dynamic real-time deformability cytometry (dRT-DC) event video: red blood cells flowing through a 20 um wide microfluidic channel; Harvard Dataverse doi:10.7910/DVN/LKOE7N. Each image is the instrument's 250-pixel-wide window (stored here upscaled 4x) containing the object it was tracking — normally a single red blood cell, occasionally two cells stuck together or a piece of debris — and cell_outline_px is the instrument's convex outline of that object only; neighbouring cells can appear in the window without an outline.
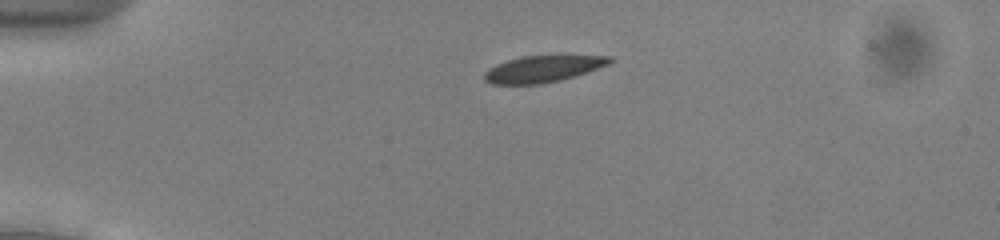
{"species": "common noctule bat (a hibernating species)", "species_latin": "Nyctalus noctula", "temperature_condition": "cold", "stored_images_in_passage": 50, "camera_frame_rate_fps": 3000, "um_per_image_px": 0.085, "animal": {"sex": "male", "body_mass_g": 13.0, "forearm_length_mm": 53.1}, "frame": {"image": 1, "passage_image": 9, "time_ms": 2.667, "image_size_px": [1000, 240], "cell_outline_px": [[616, 60], [608, 64], [560, 80], [540, 84], [492, 84], [484, 80], [484, 72], [488, 68], [496, 64], [508, 60], [524, 56], [612, 56]], "centroid_in_image_um": [46.1, 5.86], "position_along_channel_um": 38.9, "area_um2": 19.07}}
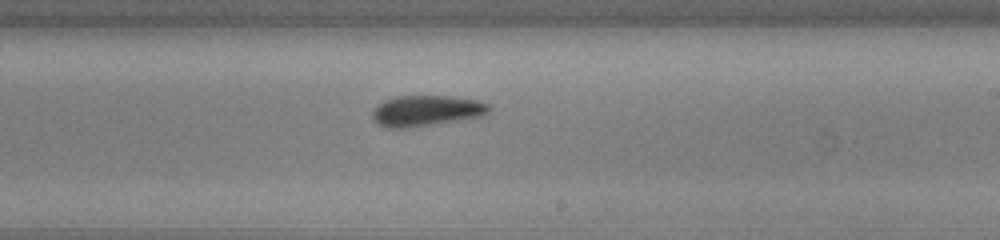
{"frame": {"image": 2, "passage_image": 29, "time_ms": 9.333, "image_size_px": [1000, 240], "cell_outline_px": [[492, 108], [484, 116], [408, 128], [384, 128], [376, 124], [372, 120], [372, 108], [376, 104], [384, 100], [396, 96], [448, 96], [480, 100], [488, 104]], "centroid_in_image_um": [36.19, 9.42], "position_along_channel_um": 252.8, "area_um2": 21.33}}
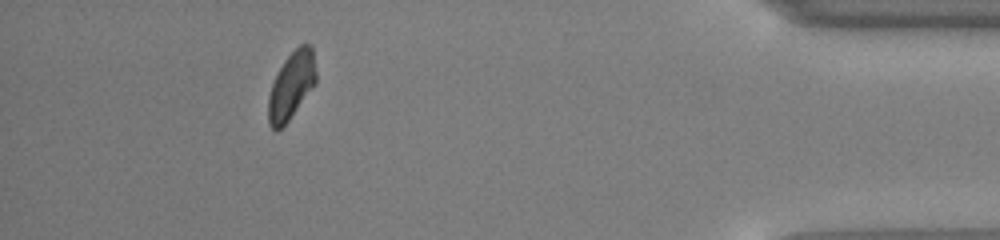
{"frame": {"image": 3, "passage_image": 45, "time_ms": 14.667, "image_size_px": [1000, 240], "cell_outline_px": [[316, 84], [288, 120], [276, 132], [268, 124], [268, 96], [272, 84], [284, 60], [300, 44], [312, 44], [316, 72]], "centroid_in_image_um": [24.77, 7.26], "position_along_channel_um": 410.4, "area_um2": 18.61}, "authors_computed_cell_mechanics": {"area_um2": 20.0566, "velocity_mm_per_s": 3.8838, "shape_relaxation_time_tau1_ms": 5.1847, "shape_relaxation_time_tau2_ms": 3.9237, "deformation_change_tau1": 0.0929, "deformation_change_tau2": 0.06}}